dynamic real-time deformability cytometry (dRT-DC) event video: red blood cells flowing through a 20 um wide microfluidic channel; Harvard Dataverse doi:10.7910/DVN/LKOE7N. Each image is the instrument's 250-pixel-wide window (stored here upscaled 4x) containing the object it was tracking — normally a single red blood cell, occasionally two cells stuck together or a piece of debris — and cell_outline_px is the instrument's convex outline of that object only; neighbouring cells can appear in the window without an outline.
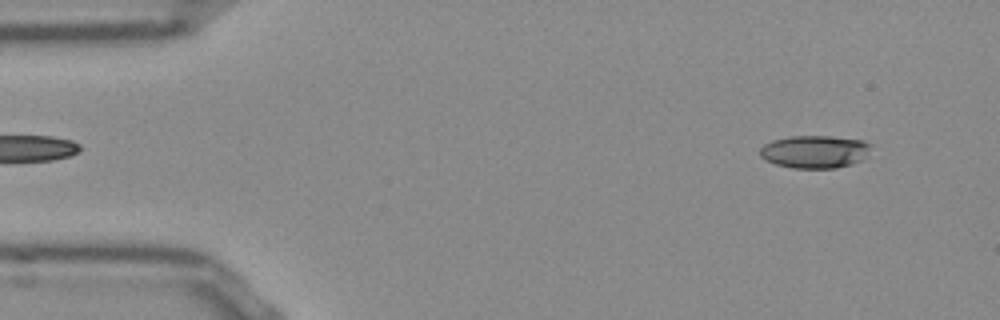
{"species": "Egyptian fruit bat (a non-hibernating species)", "species_latin": "Rousettus aegyptiacus", "temperature_condition": "room temperature", "stored_images_in_passage": 50, "camera_frame_rate_fps": 3000, "um_per_image_px": 0.085, "frame": {"image": 1, "passage_image": 3, "time_ms": 0.667, "image_size_px": [1000, 320], "cell_outline_px": [[872, 144], [868, 156], [864, 160], [852, 164], [836, 168], [792, 168], [776, 164], [764, 160], [760, 156], [760, 148], [764, 144], [772, 140], [792, 136], [828, 136], [860, 140]], "centroid_in_image_um": [69.27, 12.9], "position_along_channel_um": 15.7, "area_um2": 21.39}}
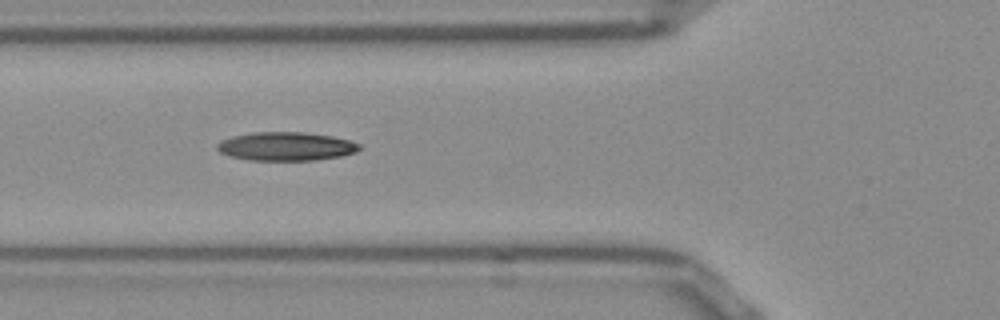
{"frame": {"image": 2, "passage_image": 17, "time_ms": 5.333, "image_size_px": [1000, 320], "cell_outline_px": [[360, 148], [356, 152], [340, 156], [316, 160], [248, 160], [228, 156], [220, 152], [216, 148], [216, 144], [220, 140], [232, 136], [256, 132], [304, 132], [332, 136], [348, 140], [360, 144]], "centroid_in_image_um": [24.27, 12.44], "position_along_channel_um": 101.5, "area_um2": 23.76}}
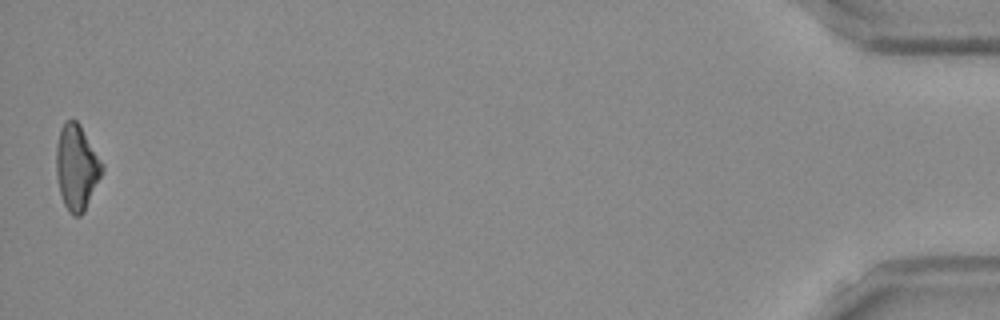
{"frame": {"image": 3, "passage_image": 50, "time_ms": 16.333, "image_size_px": [1000, 320], "cell_outline_px": [[104, 168], [84, 212], [80, 216], [72, 216], [64, 204], [60, 192], [56, 172], [56, 144], [60, 128], [64, 120], [76, 120], [80, 124], [104, 164]], "centroid_in_image_um": [6.51, 14.19], "position_along_channel_um": 428.7, "area_um2": 22.83}, "authors_computed_cell_mechanics": {"area_um2": 22.6576, "velocity_mm_per_s": 3.8739, "shape_relaxation_time_tau1_ms": null, "shape_relaxation_time_tau2_ms": 9.3778, "deformation_change_tau1": null, "deformation_change_tau2": 0.2288}}